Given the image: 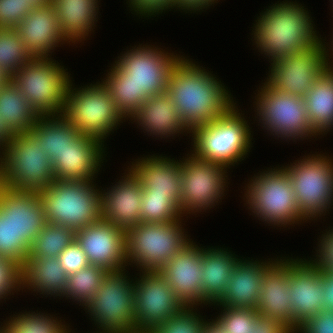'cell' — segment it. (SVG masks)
<instances>
[{
  "mask_svg": "<svg viewBox=\"0 0 333 333\" xmlns=\"http://www.w3.org/2000/svg\"><path fill=\"white\" fill-rule=\"evenodd\" d=\"M323 278V308L333 311V272L322 271Z\"/></svg>",
  "mask_w": 333,
  "mask_h": 333,
  "instance_id": "f907efd6",
  "label": "cell"
},
{
  "mask_svg": "<svg viewBox=\"0 0 333 333\" xmlns=\"http://www.w3.org/2000/svg\"><path fill=\"white\" fill-rule=\"evenodd\" d=\"M39 312H24L13 315L1 327L4 333H68L67 324H63L57 317Z\"/></svg>",
  "mask_w": 333,
  "mask_h": 333,
  "instance_id": "e575fe53",
  "label": "cell"
},
{
  "mask_svg": "<svg viewBox=\"0 0 333 333\" xmlns=\"http://www.w3.org/2000/svg\"><path fill=\"white\" fill-rule=\"evenodd\" d=\"M115 186L100 190L101 219L125 232L141 223V199L143 188L140 179L127 168ZM126 174V175H125ZM103 190V191H102ZM105 191V192H104Z\"/></svg>",
  "mask_w": 333,
  "mask_h": 333,
  "instance_id": "ffe728a7",
  "label": "cell"
},
{
  "mask_svg": "<svg viewBox=\"0 0 333 333\" xmlns=\"http://www.w3.org/2000/svg\"><path fill=\"white\" fill-rule=\"evenodd\" d=\"M10 81V77L0 69V89Z\"/></svg>",
  "mask_w": 333,
  "mask_h": 333,
  "instance_id": "db71d44e",
  "label": "cell"
},
{
  "mask_svg": "<svg viewBox=\"0 0 333 333\" xmlns=\"http://www.w3.org/2000/svg\"><path fill=\"white\" fill-rule=\"evenodd\" d=\"M190 154L180 160L182 216L213 208L228 187V167Z\"/></svg>",
  "mask_w": 333,
  "mask_h": 333,
  "instance_id": "5bb4252c",
  "label": "cell"
},
{
  "mask_svg": "<svg viewBox=\"0 0 333 333\" xmlns=\"http://www.w3.org/2000/svg\"><path fill=\"white\" fill-rule=\"evenodd\" d=\"M89 181H54L38 191L46 222L74 231L101 219L100 189Z\"/></svg>",
  "mask_w": 333,
  "mask_h": 333,
  "instance_id": "5b68a950",
  "label": "cell"
},
{
  "mask_svg": "<svg viewBox=\"0 0 333 333\" xmlns=\"http://www.w3.org/2000/svg\"><path fill=\"white\" fill-rule=\"evenodd\" d=\"M141 223H162L182 219L181 210L169 199V195L143 192L141 199Z\"/></svg>",
  "mask_w": 333,
  "mask_h": 333,
  "instance_id": "74e56055",
  "label": "cell"
},
{
  "mask_svg": "<svg viewBox=\"0 0 333 333\" xmlns=\"http://www.w3.org/2000/svg\"><path fill=\"white\" fill-rule=\"evenodd\" d=\"M34 7L29 0H0V28H15Z\"/></svg>",
  "mask_w": 333,
  "mask_h": 333,
  "instance_id": "b9f144b4",
  "label": "cell"
},
{
  "mask_svg": "<svg viewBox=\"0 0 333 333\" xmlns=\"http://www.w3.org/2000/svg\"><path fill=\"white\" fill-rule=\"evenodd\" d=\"M75 240L85 252L90 265L100 266L107 272L127 268L126 232L114 224L100 219L75 231Z\"/></svg>",
  "mask_w": 333,
  "mask_h": 333,
  "instance_id": "e0dca14e",
  "label": "cell"
},
{
  "mask_svg": "<svg viewBox=\"0 0 333 333\" xmlns=\"http://www.w3.org/2000/svg\"><path fill=\"white\" fill-rule=\"evenodd\" d=\"M303 97L311 128L317 136L327 134L333 129V67Z\"/></svg>",
  "mask_w": 333,
  "mask_h": 333,
  "instance_id": "4dcf8cb0",
  "label": "cell"
},
{
  "mask_svg": "<svg viewBox=\"0 0 333 333\" xmlns=\"http://www.w3.org/2000/svg\"><path fill=\"white\" fill-rule=\"evenodd\" d=\"M265 272L256 311L277 318L294 331V315L290 300V258L278 259Z\"/></svg>",
  "mask_w": 333,
  "mask_h": 333,
  "instance_id": "d4e9b609",
  "label": "cell"
},
{
  "mask_svg": "<svg viewBox=\"0 0 333 333\" xmlns=\"http://www.w3.org/2000/svg\"><path fill=\"white\" fill-rule=\"evenodd\" d=\"M139 277L134 282V321L136 331L150 333L185 306L159 271H140Z\"/></svg>",
  "mask_w": 333,
  "mask_h": 333,
  "instance_id": "2e32d148",
  "label": "cell"
},
{
  "mask_svg": "<svg viewBox=\"0 0 333 333\" xmlns=\"http://www.w3.org/2000/svg\"><path fill=\"white\" fill-rule=\"evenodd\" d=\"M28 133L44 148L51 163L81 134L63 115L40 116Z\"/></svg>",
  "mask_w": 333,
  "mask_h": 333,
  "instance_id": "1f68e13d",
  "label": "cell"
},
{
  "mask_svg": "<svg viewBox=\"0 0 333 333\" xmlns=\"http://www.w3.org/2000/svg\"><path fill=\"white\" fill-rule=\"evenodd\" d=\"M254 175L245 186L246 204L259 220L278 227L301 224L295 191L285 167Z\"/></svg>",
  "mask_w": 333,
  "mask_h": 333,
  "instance_id": "8992f818",
  "label": "cell"
},
{
  "mask_svg": "<svg viewBox=\"0 0 333 333\" xmlns=\"http://www.w3.org/2000/svg\"><path fill=\"white\" fill-rule=\"evenodd\" d=\"M263 84L259 86L254 101L255 118H259V123L263 124L261 127L273 136L286 140H308L317 135L310 126L304 97L280 92L266 81Z\"/></svg>",
  "mask_w": 333,
  "mask_h": 333,
  "instance_id": "4fadbf2b",
  "label": "cell"
},
{
  "mask_svg": "<svg viewBox=\"0 0 333 333\" xmlns=\"http://www.w3.org/2000/svg\"><path fill=\"white\" fill-rule=\"evenodd\" d=\"M237 107L234 105L225 115L191 132L195 156L228 168L246 158L253 136L244 113Z\"/></svg>",
  "mask_w": 333,
  "mask_h": 333,
  "instance_id": "277c9868",
  "label": "cell"
},
{
  "mask_svg": "<svg viewBox=\"0 0 333 333\" xmlns=\"http://www.w3.org/2000/svg\"><path fill=\"white\" fill-rule=\"evenodd\" d=\"M125 271H108L94 297L84 306L100 333L136 331L134 281Z\"/></svg>",
  "mask_w": 333,
  "mask_h": 333,
  "instance_id": "8fae6325",
  "label": "cell"
},
{
  "mask_svg": "<svg viewBox=\"0 0 333 333\" xmlns=\"http://www.w3.org/2000/svg\"><path fill=\"white\" fill-rule=\"evenodd\" d=\"M332 37H333V36H332ZM332 40H333V38H332ZM331 45H332V46H331ZM331 45H330V47L332 48L331 50L333 51V41L331 42ZM332 55H333V52H332ZM331 64H333V61H332V62L330 61V66L333 67V65H331Z\"/></svg>",
  "mask_w": 333,
  "mask_h": 333,
  "instance_id": "9f6ffc18",
  "label": "cell"
},
{
  "mask_svg": "<svg viewBox=\"0 0 333 333\" xmlns=\"http://www.w3.org/2000/svg\"><path fill=\"white\" fill-rule=\"evenodd\" d=\"M141 45L118 56L102 82L124 120L130 119L148 98L167 92L169 75L183 56L154 45Z\"/></svg>",
  "mask_w": 333,
  "mask_h": 333,
  "instance_id": "6da1fadb",
  "label": "cell"
},
{
  "mask_svg": "<svg viewBox=\"0 0 333 333\" xmlns=\"http://www.w3.org/2000/svg\"><path fill=\"white\" fill-rule=\"evenodd\" d=\"M30 246L21 237H17L10 221L0 210V257L7 258L22 267L28 258Z\"/></svg>",
  "mask_w": 333,
  "mask_h": 333,
  "instance_id": "f35d334b",
  "label": "cell"
},
{
  "mask_svg": "<svg viewBox=\"0 0 333 333\" xmlns=\"http://www.w3.org/2000/svg\"><path fill=\"white\" fill-rule=\"evenodd\" d=\"M183 220L140 223L128 229L125 246L126 264L133 263L140 268V271H159L191 241L181 225Z\"/></svg>",
  "mask_w": 333,
  "mask_h": 333,
  "instance_id": "30bf717a",
  "label": "cell"
},
{
  "mask_svg": "<svg viewBox=\"0 0 333 333\" xmlns=\"http://www.w3.org/2000/svg\"><path fill=\"white\" fill-rule=\"evenodd\" d=\"M68 275L58 257H43L25 260L21 267V289H29L54 297L63 296Z\"/></svg>",
  "mask_w": 333,
  "mask_h": 333,
  "instance_id": "f1b7e54d",
  "label": "cell"
},
{
  "mask_svg": "<svg viewBox=\"0 0 333 333\" xmlns=\"http://www.w3.org/2000/svg\"><path fill=\"white\" fill-rule=\"evenodd\" d=\"M202 333H226V331L215 319H212V321L209 322L206 320Z\"/></svg>",
  "mask_w": 333,
  "mask_h": 333,
  "instance_id": "f5cc1de1",
  "label": "cell"
},
{
  "mask_svg": "<svg viewBox=\"0 0 333 333\" xmlns=\"http://www.w3.org/2000/svg\"><path fill=\"white\" fill-rule=\"evenodd\" d=\"M13 134L6 128L3 120L0 119V154L6 149V145L9 142Z\"/></svg>",
  "mask_w": 333,
  "mask_h": 333,
  "instance_id": "816d5d0a",
  "label": "cell"
},
{
  "mask_svg": "<svg viewBox=\"0 0 333 333\" xmlns=\"http://www.w3.org/2000/svg\"><path fill=\"white\" fill-rule=\"evenodd\" d=\"M133 333H149V332H138V331H135Z\"/></svg>",
  "mask_w": 333,
  "mask_h": 333,
  "instance_id": "6f0895ef",
  "label": "cell"
},
{
  "mask_svg": "<svg viewBox=\"0 0 333 333\" xmlns=\"http://www.w3.org/2000/svg\"><path fill=\"white\" fill-rule=\"evenodd\" d=\"M195 63L183 56L172 69L167 84V93L190 133L225 115L236 105L225 85Z\"/></svg>",
  "mask_w": 333,
  "mask_h": 333,
  "instance_id": "7a4b0ae2",
  "label": "cell"
},
{
  "mask_svg": "<svg viewBox=\"0 0 333 333\" xmlns=\"http://www.w3.org/2000/svg\"><path fill=\"white\" fill-rule=\"evenodd\" d=\"M15 29L33 58L51 57L59 44L71 43L59 27L53 3L35 6Z\"/></svg>",
  "mask_w": 333,
  "mask_h": 333,
  "instance_id": "603a6c76",
  "label": "cell"
},
{
  "mask_svg": "<svg viewBox=\"0 0 333 333\" xmlns=\"http://www.w3.org/2000/svg\"><path fill=\"white\" fill-rule=\"evenodd\" d=\"M66 70L51 57H35L17 70L10 81L39 116L62 115L72 81Z\"/></svg>",
  "mask_w": 333,
  "mask_h": 333,
  "instance_id": "ba28073f",
  "label": "cell"
},
{
  "mask_svg": "<svg viewBox=\"0 0 333 333\" xmlns=\"http://www.w3.org/2000/svg\"><path fill=\"white\" fill-rule=\"evenodd\" d=\"M69 83L66 91V104L62 115L82 135L99 139L105 138L123 123V116L117 110L114 100L106 86L96 82L89 86L73 88Z\"/></svg>",
  "mask_w": 333,
  "mask_h": 333,
  "instance_id": "9c48e42d",
  "label": "cell"
},
{
  "mask_svg": "<svg viewBox=\"0 0 333 333\" xmlns=\"http://www.w3.org/2000/svg\"><path fill=\"white\" fill-rule=\"evenodd\" d=\"M39 117L12 81L0 89V119L12 134L28 133Z\"/></svg>",
  "mask_w": 333,
  "mask_h": 333,
  "instance_id": "d6a6232c",
  "label": "cell"
},
{
  "mask_svg": "<svg viewBox=\"0 0 333 333\" xmlns=\"http://www.w3.org/2000/svg\"><path fill=\"white\" fill-rule=\"evenodd\" d=\"M249 333H295L289 326L277 318L258 313L250 325Z\"/></svg>",
  "mask_w": 333,
  "mask_h": 333,
  "instance_id": "c3c4849f",
  "label": "cell"
},
{
  "mask_svg": "<svg viewBox=\"0 0 333 333\" xmlns=\"http://www.w3.org/2000/svg\"><path fill=\"white\" fill-rule=\"evenodd\" d=\"M202 247L188 242L159 272L185 307L210 304L202 295Z\"/></svg>",
  "mask_w": 333,
  "mask_h": 333,
  "instance_id": "ac0fdd59",
  "label": "cell"
},
{
  "mask_svg": "<svg viewBox=\"0 0 333 333\" xmlns=\"http://www.w3.org/2000/svg\"><path fill=\"white\" fill-rule=\"evenodd\" d=\"M0 210L17 235L31 246L46 224L38 192L16 190L0 184Z\"/></svg>",
  "mask_w": 333,
  "mask_h": 333,
  "instance_id": "7402d4cb",
  "label": "cell"
},
{
  "mask_svg": "<svg viewBox=\"0 0 333 333\" xmlns=\"http://www.w3.org/2000/svg\"><path fill=\"white\" fill-rule=\"evenodd\" d=\"M131 163L129 168L140 179L143 192L169 195V199L180 209V159L176 161L174 158L153 154Z\"/></svg>",
  "mask_w": 333,
  "mask_h": 333,
  "instance_id": "484cf974",
  "label": "cell"
},
{
  "mask_svg": "<svg viewBox=\"0 0 333 333\" xmlns=\"http://www.w3.org/2000/svg\"><path fill=\"white\" fill-rule=\"evenodd\" d=\"M333 333V311L323 309L308 318L295 333Z\"/></svg>",
  "mask_w": 333,
  "mask_h": 333,
  "instance_id": "7dc6e473",
  "label": "cell"
},
{
  "mask_svg": "<svg viewBox=\"0 0 333 333\" xmlns=\"http://www.w3.org/2000/svg\"><path fill=\"white\" fill-rule=\"evenodd\" d=\"M16 290V291H15ZM21 290V267L10 259L0 257V302L13 291Z\"/></svg>",
  "mask_w": 333,
  "mask_h": 333,
  "instance_id": "7bdbcfd3",
  "label": "cell"
},
{
  "mask_svg": "<svg viewBox=\"0 0 333 333\" xmlns=\"http://www.w3.org/2000/svg\"><path fill=\"white\" fill-rule=\"evenodd\" d=\"M106 273L107 271L100 266L89 265L70 274L62 298L77 301L84 307L94 297Z\"/></svg>",
  "mask_w": 333,
  "mask_h": 333,
  "instance_id": "d590c367",
  "label": "cell"
},
{
  "mask_svg": "<svg viewBox=\"0 0 333 333\" xmlns=\"http://www.w3.org/2000/svg\"><path fill=\"white\" fill-rule=\"evenodd\" d=\"M52 3L59 27L70 42L75 44L86 40L94 31L98 21V0H53Z\"/></svg>",
  "mask_w": 333,
  "mask_h": 333,
  "instance_id": "f546056e",
  "label": "cell"
},
{
  "mask_svg": "<svg viewBox=\"0 0 333 333\" xmlns=\"http://www.w3.org/2000/svg\"><path fill=\"white\" fill-rule=\"evenodd\" d=\"M259 15L252 30L253 43L271 62L305 50L322 39L308 10L296 1L275 3Z\"/></svg>",
  "mask_w": 333,
  "mask_h": 333,
  "instance_id": "3957f363",
  "label": "cell"
},
{
  "mask_svg": "<svg viewBox=\"0 0 333 333\" xmlns=\"http://www.w3.org/2000/svg\"><path fill=\"white\" fill-rule=\"evenodd\" d=\"M0 333H4L3 330H2V328H1V326H0Z\"/></svg>",
  "mask_w": 333,
  "mask_h": 333,
  "instance_id": "680465c9",
  "label": "cell"
},
{
  "mask_svg": "<svg viewBox=\"0 0 333 333\" xmlns=\"http://www.w3.org/2000/svg\"><path fill=\"white\" fill-rule=\"evenodd\" d=\"M43 149L29 133L13 134L0 155V184L35 192L52 184L54 170Z\"/></svg>",
  "mask_w": 333,
  "mask_h": 333,
  "instance_id": "52a82bcc",
  "label": "cell"
},
{
  "mask_svg": "<svg viewBox=\"0 0 333 333\" xmlns=\"http://www.w3.org/2000/svg\"><path fill=\"white\" fill-rule=\"evenodd\" d=\"M105 148L99 139L80 134L52 162L55 180L93 182L105 160Z\"/></svg>",
  "mask_w": 333,
  "mask_h": 333,
  "instance_id": "44dd1931",
  "label": "cell"
},
{
  "mask_svg": "<svg viewBox=\"0 0 333 333\" xmlns=\"http://www.w3.org/2000/svg\"><path fill=\"white\" fill-rule=\"evenodd\" d=\"M58 261L68 276L90 265L75 239L60 253Z\"/></svg>",
  "mask_w": 333,
  "mask_h": 333,
  "instance_id": "ee69618b",
  "label": "cell"
},
{
  "mask_svg": "<svg viewBox=\"0 0 333 333\" xmlns=\"http://www.w3.org/2000/svg\"><path fill=\"white\" fill-rule=\"evenodd\" d=\"M226 248L202 247V295L212 305L226 291L229 278L240 258Z\"/></svg>",
  "mask_w": 333,
  "mask_h": 333,
  "instance_id": "83f0119b",
  "label": "cell"
},
{
  "mask_svg": "<svg viewBox=\"0 0 333 333\" xmlns=\"http://www.w3.org/2000/svg\"><path fill=\"white\" fill-rule=\"evenodd\" d=\"M74 239L72 228L46 222L30 246L28 258L58 257Z\"/></svg>",
  "mask_w": 333,
  "mask_h": 333,
  "instance_id": "836d02e7",
  "label": "cell"
},
{
  "mask_svg": "<svg viewBox=\"0 0 333 333\" xmlns=\"http://www.w3.org/2000/svg\"><path fill=\"white\" fill-rule=\"evenodd\" d=\"M284 167L295 191L302 219L316 220L322 214L325 216L333 205L332 157L310 154Z\"/></svg>",
  "mask_w": 333,
  "mask_h": 333,
  "instance_id": "7c38bea8",
  "label": "cell"
},
{
  "mask_svg": "<svg viewBox=\"0 0 333 333\" xmlns=\"http://www.w3.org/2000/svg\"><path fill=\"white\" fill-rule=\"evenodd\" d=\"M319 239L318 249L316 250L317 257L312 260L309 258L310 262L319 270V271H329L333 272V228L327 231Z\"/></svg>",
  "mask_w": 333,
  "mask_h": 333,
  "instance_id": "f6af8a7d",
  "label": "cell"
},
{
  "mask_svg": "<svg viewBox=\"0 0 333 333\" xmlns=\"http://www.w3.org/2000/svg\"><path fill=\"white\" fill-rule=\"evenodd\" d=\"M194 307H184L150 333H202L206 319Z\"/></svg>",
  "mask_w": 333,
  "mask_h": 333,
  "instance_id": "ab89813d",
  "label": "cell"
},
{
  "mask_svg": "<svg viewBox=\"0 0 333 333\" xmlns=\"http://www.w3.org/2000/svg\"><path fill=\"white\" fill-rule=\"evenodd\" d=\"M129 2V3H128ZM131 8L130 11L136 15L147 17H155L162 14L163 11L174 8V0H128L126 2Z\"/></svg>",
  "mask_w": 333,
  "mask_h": 333,
  "instance_id": "bcb514c9",
  "label": "cell"
},
{
  "mask_svg": "<svg viewBox=\"0 0 333 333\" xmlns=\"http://www.w3.org/2000/svg\"><path fill=\"white\" fill-rule=\"evenodd\" d=\"M322 40L305 50L272 61L266 82L280 92L303 97L331 68V48H327Z\"/></svg>",
  "mask_w": 333,
  "mask_h": 333,
  "instance_id": "9a60e30c",
  "label": "cell"
},
{
  "mask_svg": "<svg viewBox=\"0 0 333 333\" xmlns=\"http://www.w3.org/2000/svg\"><path fill=\"white\" fill-rule=\"evenodd\" d=\"M275 261L272 258L264 262L239 259L229 278L226 291L213 305L256 310L263 276Z\"/></svg>",
  "mask_w": 333,
  "mask_h": 333,
  "instance_id": "cb8c5ba5",
  "label": "cell"
},
{
  "mask_svg": "<svg viewBox=\"0 0 333 333\" xmlns=\"http://www.w3.org/2000/svg\"><path fill=\"white\" fill-rule=\"evenodd\" d=\"M31 3H33L34 6H39L43 4H50L53 2V0H29Z\"/></svg>",
  "mask_w": 333,
  "mask_h": 333,
  "instance_id": "11a10c76",
  "label": "cell"
},
{
  "mask_svg": "<svg viewBox=\"0 0 333 333\" xmlns=\"http://www.w3.org/2000/svg\"><path fill=\"white\" fill-rule=\"evenodd\" d=\"M221 313L215 319L226 333H249L250 325L256 320L258 312L253 309L220 306Z\"/></svg>",
  "mask_w": 333,
  "mask_h": 333,
  "instance_id": "60d3db41",
  "label": "cell"
},
{
  "mask_svg": "<svg viewBox=\"0 0 333 333\" xmlns=\"http://www.w3.org/2000/svg\"><path fill=\"white\" fill-rule=\"evenodd\" d=\"M218 0H174V8L179 11L183 10L186 13H196L197 11L201 12L203 9H206L212 4L217 3Z\"/></svg>",
  "mask_w": 333,
  "mask_h": 333,
  "instance_id": "681fc988",
  "label": "cell"
},
{
  "mask_svg": "<svg viewBox=\"0 0 333 333\" xmlns=\"http://www.w3.org/2000/svg\"><path fill=\"white\" fill-rule=\"evenodd\" d=\"M33 57L15 28H0V69L9 77Z\"/></svg>",
  "mask_w": 333,
  "mask_h": 333,
  "instance_id": "8d00e7d4",
  "label": "cell"
},
{
  "mask_svg": "<svg viewBox=\"0 0 333 333\" xmlns=\"http://www.w3.org/2000/svg\"><path fill=\"white\" fill-rule=\"evenodd\" d=\"M303 259L290 257L289 298L292 300L294 332L308 318L324 309L322 271L308 259Z\"/></svg>",
  "mask_w": 333,
  "mask_h": 333,
  "instance_id": "d6986e66",
  "label": "cell"
},
{
  "mask_svg": "<svg viewBox=\"0 0 333 333\" xmlns=\"http://www.w3.org/2000/svg\"><path fill=\"white\" fill-rule=\"evenodd\" d=\"M130 120L141 126L150 136L168 138L183 132L185 128L178 107L172 102L170 95L157 94L148 98L130 117Z\"/></svg>",
  "mask_w": 333,
  "mask_h": 333,
  "instance_id": "4316f807",
  "label": "cell"
}]
</instances>
